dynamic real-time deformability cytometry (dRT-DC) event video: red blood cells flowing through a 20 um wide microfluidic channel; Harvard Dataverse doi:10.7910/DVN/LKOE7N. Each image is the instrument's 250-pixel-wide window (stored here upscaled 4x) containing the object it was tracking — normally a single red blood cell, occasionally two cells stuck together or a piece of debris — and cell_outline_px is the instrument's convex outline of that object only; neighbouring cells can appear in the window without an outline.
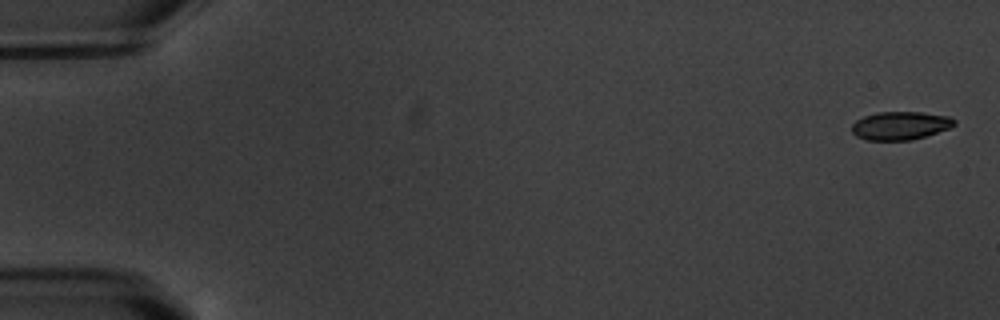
{"species": "common noctule bat (a hibernating species)", "species_latin": "Nyctalus noctula", "temperature_condition": "warm", "stored_images_in_passage": 4, "camera_frame_rate_fps": 3000, "um_per_image_px": 0.085, "animal": {"sex": "male", "body_mass_g": 20.1, "forearm_length_mm": 53.5}, "frame": {"image": 1, "passage_image": 1, "time_ms": 0.0, "image_size_px": [1000, 320], "cell_outline_px": [[956, 124], [948, 128], [912, 140], [864, 140], [856, 136], [852, 132], [852, 124], [856, 120], [864, 116], [876, 112], [920, 112], [948, 116], [956, 120]], "centroid_in_image_um": [76.49, 10.67], "position_along_channel_um": 8.5, "area_um2": 16.82}}
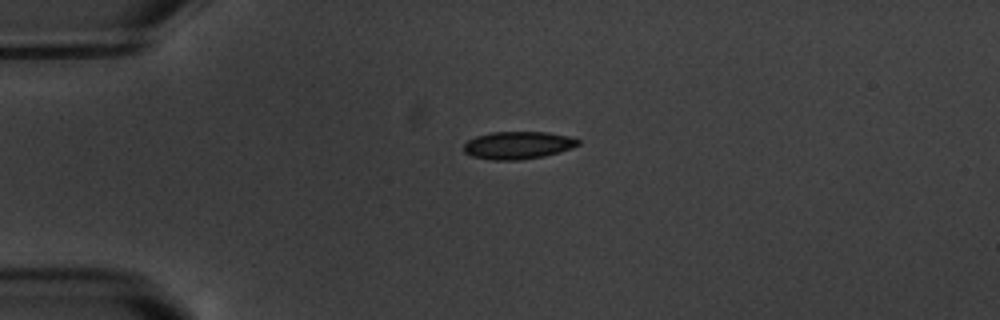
{"frame": {"image": 2, "passage_image": 4, "time_ms": 4.333, "image_size_px": [1000, 320], "cell_outline_px": [[580, 144], [572, 148], [560, 152], [544, 156], [520, 160], [492, 160], [472, 156], [464, 152], [464, 144], [468, 140], [476, 136], [492, 132], [548, 132], [568, 136], [580, 140]], "centroid_in_image_um": [44.03, 12.34], "position_along_channel_um": 41.0, "area_um2": 18.44}}